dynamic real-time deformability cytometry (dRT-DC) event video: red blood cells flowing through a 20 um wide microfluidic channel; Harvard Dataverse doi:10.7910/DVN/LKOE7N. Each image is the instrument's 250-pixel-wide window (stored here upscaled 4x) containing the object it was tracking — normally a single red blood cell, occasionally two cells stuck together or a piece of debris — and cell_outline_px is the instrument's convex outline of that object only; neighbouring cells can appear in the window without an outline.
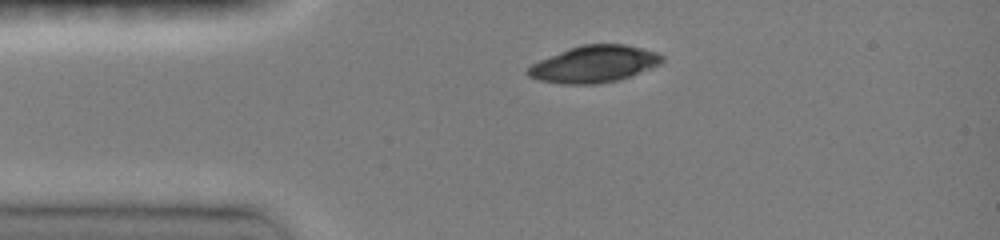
{"species": "common noctule bat (a hibernating species)", "species_latin": "Nyctalus noctula", "temperature_condition": "room temperature", "stored_images_in_passage": 6, "camera_frame_rate_fps": 3000, "um_per_image_px": 0.085, "animal": {"sex": "female", "body_mass_g": 19.0, "forearm_length_mm": 51.5}, "frame": {"image": 1, "passage_image": 1, "time_ms": 0.0, "image_size_px": [1000, 240], "cell_outline_px": [[664, 60], [660, 64], [620, 80], [596, 84], [560, 84], [540, 80], [528, 76], [524, 72], [532, 64], [540, 60], [568, 48], [580, 44], [624, 44], [656, 52], [664, 56]], "centroid_in_image_um": [50.48, 5.45], "position_along_channel_um": 34.5, "area_um2": 28.78}}
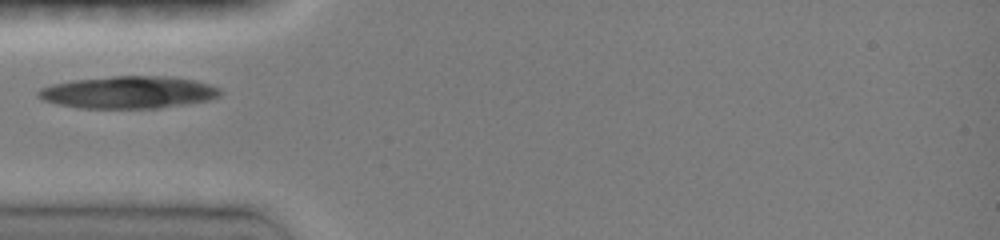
{"frame": {"image": 2, "passage_image": 3, "time_ms": 1.667, "image_size_px": [1000, 240], "cell_outline_px": [[224, 92], [220, 96], [208, 100], [160, 108], [80, 108], [56, 104], [44, 100], [36, 96], [36, 92], [40, 88], [52, 84], [72, 80], [112, 76], [168, 76], [192, 80], [208, 84], [220, 88]], "centroid_in_image_um": [10.9, 7.85], "position_along_channel_um": 74.1, "area_um2": 34.33}}